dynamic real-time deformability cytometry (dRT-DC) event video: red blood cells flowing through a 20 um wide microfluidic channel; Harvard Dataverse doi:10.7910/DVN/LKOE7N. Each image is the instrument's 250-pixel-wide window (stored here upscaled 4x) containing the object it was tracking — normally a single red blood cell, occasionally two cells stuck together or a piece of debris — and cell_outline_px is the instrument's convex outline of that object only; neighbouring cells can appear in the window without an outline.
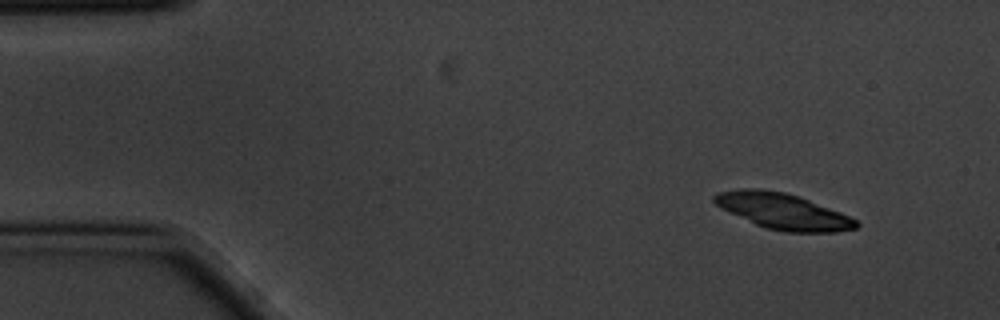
{"species": "common noctule bat (a hibernating species)", "species_latin": "Nyctalus noctula", "temperature_condition": "cold", "stored_images_in_passage": 3, "camera_frame_rate_fps": 3000, "um_per_image_px": 0.085, "animal": {"sex": "male", "body_mass_g": 20.1, "forearm_length_mm": 53.5}, "frame": {"image": 1, "passage_image": 1, "time_ms": 0.0, "image_size_px": [1000, 320], "cell_outline_px": [[860, 224], [856, 228], [836, 232], [784, 232], [768, 228], [756, 224], [720, 208], [712, 200], [712, 196], [716, 192], [740, 188], [760, 188], [784, 192], [808, 200], [840, 212], [856, 220]], "centroid_in_image_um": [66.5, 17.95], "position_along_channel_um": 18.5, "area_um2": 29.42}}